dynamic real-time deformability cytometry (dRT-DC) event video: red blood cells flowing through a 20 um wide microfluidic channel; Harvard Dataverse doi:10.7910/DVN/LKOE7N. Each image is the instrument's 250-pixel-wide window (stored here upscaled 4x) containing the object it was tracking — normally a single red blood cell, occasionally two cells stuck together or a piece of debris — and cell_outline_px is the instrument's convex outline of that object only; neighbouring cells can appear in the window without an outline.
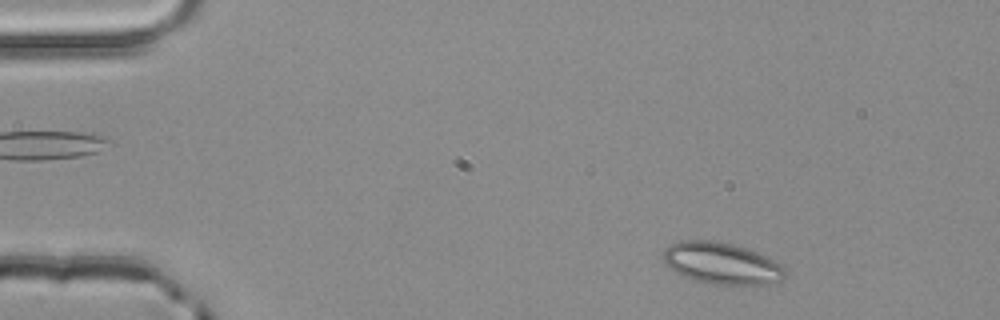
{"species": "common noctule bat (a hibernating species)", "species_latin": "Nyctalus noctula", "temperature_condition": "room temperature", "stored_images_in_passage": 3, "camera_frame_rate_fps": 3000, "um_per_image_px": 0.085, "animal": {"sex": "male", "body_mass_g": 20.4}, "frame": {"image": 1, "passage_image": 3, "time_ms": 0.667, "image_size_px": [1000, 320], "cell_outline_px": [[784, 280], [776, 284], [712, 284], [692, 280], [676, 272], [664, 264], [664, 248], [680, 240], [716, 240], [748, 248], [768, 256], [780, 264], [784, 268]], "centroid_in_image_um": [61.36, 22.38], "position_along_channel_um": 23.6, "area_um2": 29.82}}